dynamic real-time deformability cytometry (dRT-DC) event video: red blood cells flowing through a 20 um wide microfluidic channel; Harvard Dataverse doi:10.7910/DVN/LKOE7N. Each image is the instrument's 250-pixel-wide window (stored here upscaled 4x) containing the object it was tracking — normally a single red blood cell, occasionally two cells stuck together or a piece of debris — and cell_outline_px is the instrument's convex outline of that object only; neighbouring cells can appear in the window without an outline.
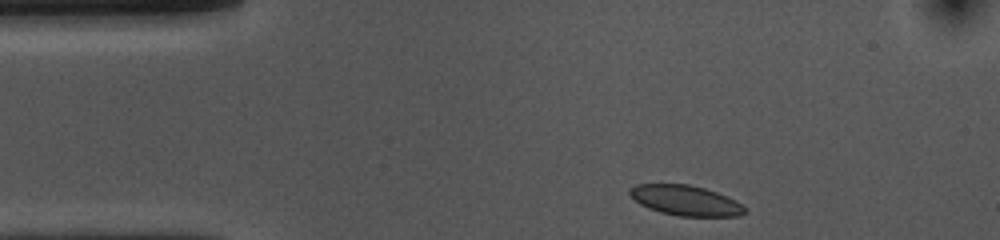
{"species": "common noctule bat (a hibernating species)", "species_latin": "Nyctalus noctula", "temperature_condition": "cold", "stored_images_in_passage": 35, "camera_frame_rate_fps": 3000, "um_per_image_px": 0.085, "animal": {"sex": "female", "body_mass_g": 10.0, "forearm_length_mm": 53.1}, "frame": {"image": 1, "passage_image": 1, "time_ms": 0.0, "image_size_px": [1000, 240], "cell_outline_px": [[744, 212], [740, 216], [680, 216], [660, 212], [648, 208], [640, 204], [628, 192], [628, 188], [636, 184], [688, 184], [704, 188], [728, 196], [744, 204]], "centroid_in_image_um": [58.27, 17.03], "position_along_channel_um": 26.7, "area_um2": 20.23}}
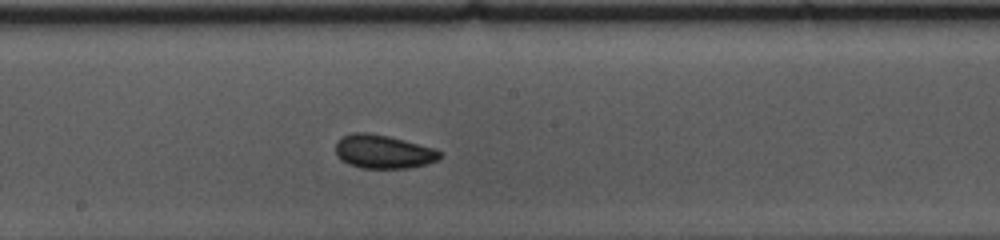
{"frame": {"image": 2, "passage_image": 20, "time_ms": 6.333, "image_size_px": [1000, 240], "cell_outline_px": [[444, 152], [440, 160], [408, 168], [360, 168], [348, 164], [340, 160], [336, 152], [336, 144], [344, 136], [352, 132], [368, 132], [388, 136], [436, 148]], "centroid_in_image_um": [32.62, 12.89], "position_along_channel_um": 215.6, "area_um2": 20.58}}
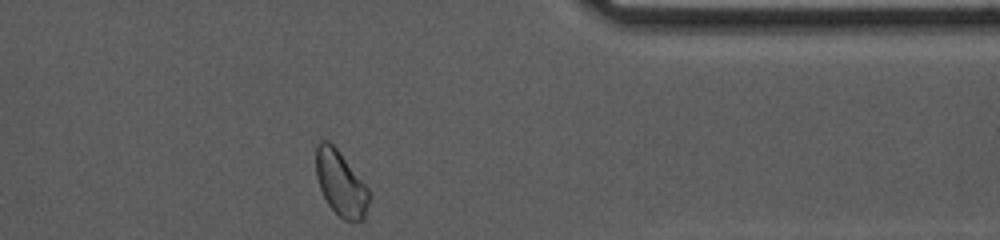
{"frame": {"image": 3, "passage_image": 35, "time_ms": 11.333, "image_size_px": [1000, 240], "cell_outline_px": [[368, 200], [364, 220], [344, 220], [328, 204], [320, 188], [316, 176], [316, 144], [320, 140], [328, 140], [340, 152], [368, 188]], "centroid_in_image_um": [28.93, 15.55], "position_along_channel_um": 382.5, "area_um2": 19.71}, "authors_computed_cell_mechanics": {"area_um2": 20.23, "velocity_mm_per_s": 3.6884, "shape_relaxation_time_tau1_ms": 3.0799, "shape_relaxation_time_tau2_ms": 1.3989, "deformation_change_tau1": 0.0537, "deformation_change_tau2": 0.061}}